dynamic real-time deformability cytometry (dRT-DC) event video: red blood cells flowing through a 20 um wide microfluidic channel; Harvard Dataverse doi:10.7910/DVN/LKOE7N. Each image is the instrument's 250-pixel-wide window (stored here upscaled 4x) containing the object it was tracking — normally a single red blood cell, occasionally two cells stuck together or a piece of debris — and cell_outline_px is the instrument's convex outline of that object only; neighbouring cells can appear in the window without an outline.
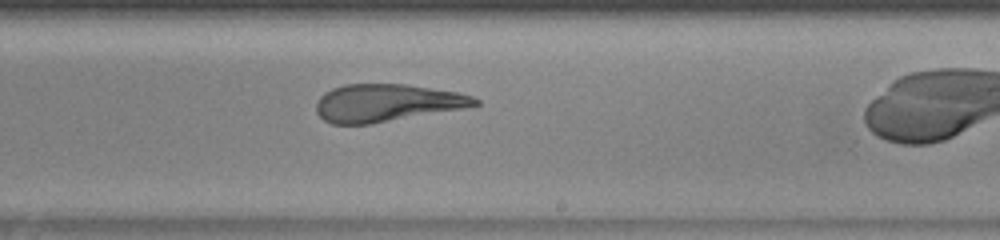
{"species": "human", "species_latin": "Homo sapiens", "temperature_condition": "warm", "stored_images_in_passage": 24, "camera_frame_rate_fps": 3000, "um_per_image_px": 0.085, "donor": {"sex": "female"}, "frame": {"image": 1, "passage_image": 14, "time_ms": 4.333, "image_size_px": [1000, 240], "cell_outline_px": [[480, 104], [464, 108], [372, 124], [332, 124], [324, 120], [316, 112], [316, 100], [324, 92], [332, 88], [344, 84], [404, 84], [456, 92], [472, 96], [480, 100]], "centroid_in_image_um": [32.83, 8.75], "position_along_channel_um": 256.2, "area_um2": 34.74}}